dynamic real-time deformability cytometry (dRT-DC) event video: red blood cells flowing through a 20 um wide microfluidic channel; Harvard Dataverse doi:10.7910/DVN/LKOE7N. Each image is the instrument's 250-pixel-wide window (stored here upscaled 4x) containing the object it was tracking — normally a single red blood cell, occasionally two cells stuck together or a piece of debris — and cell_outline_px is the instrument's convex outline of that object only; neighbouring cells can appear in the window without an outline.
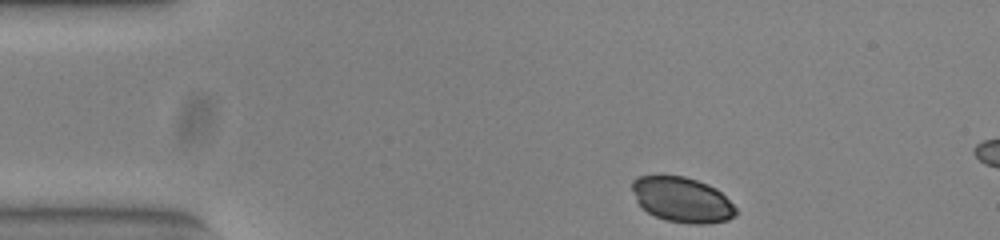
{"species": "common noctule bat (a hibernating species)", "species_latin": "Nyctalus noctula", "temperature_condition": "warm", "stored_images_in_passage": 7, "camera_frame_rate_fps": 3000, "um_per_image_px": 0.085, "animal": {"sex": "female", "body_mass_g": 23.0, "forearm_length_mm": 53.4}, "frame": {"image": 1, "passage_image": 1, "time_ms": 0.0, "image_size_px": [1000, 240], "cell_outline_px": [[736, 216], [728, 220], [708, 224], [688, 224], [664, 220], [640, 208], [636, 200], [632, 188], [632, 180], [640, 176], [684, 176], [708, 184], [716, 188], [736, 208]], "centroid_in_image_um": [57.97, 16.99], "position_along_channel_um": 27.0, "area_um2": 27.34}}